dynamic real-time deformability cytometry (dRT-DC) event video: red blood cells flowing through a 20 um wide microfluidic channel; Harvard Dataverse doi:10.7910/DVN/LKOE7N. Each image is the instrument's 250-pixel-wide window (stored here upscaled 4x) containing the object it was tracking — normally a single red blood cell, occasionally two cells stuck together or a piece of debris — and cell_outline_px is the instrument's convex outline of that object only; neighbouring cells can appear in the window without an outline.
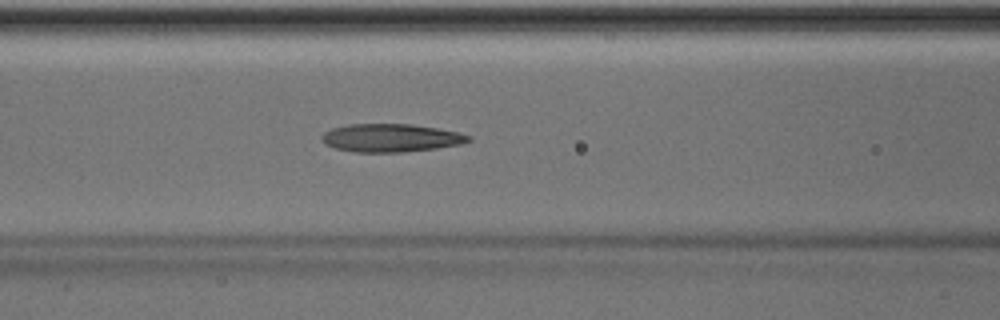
{"species": "Egyptian fruit bat (a non-hibernating species)", "species_latin": "Rousettus aegyptiacus", "temperature_condition": "room temperature", "stored_images_in_passage": 49, "camera_frame_rate_fps": 3000, "um_per_image_px": 0.085, "animal": {"sex": "male"}, "frame": {"image": 1, "passage_image": 20, "time_ms": 6.333, "image_size_px": [1000, 320], "cell_outline_px": [[472, 140], [460, 144], [436, 148], [404, 152], [352, 152], [336, 148], [324, 144], [320, 140], [320, 136], [324, 132], [332, 128], [348, 124], [412, 124], [436, 128], [456, 132], [472, 136]], "centroid_in_image_um": [33.18, 11.72], "position_along_channel_um": 133.4, "area_um2": 24.1}}
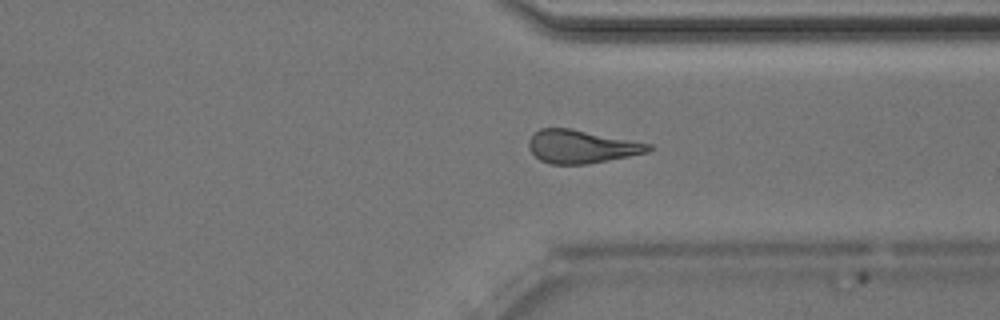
{"frame": {"image": 2, "passage_image": 37, "time_ms": 12.0, "image_size_px": [1000, 320], "cell_outline_px": [[656, 148], [648, 152], [588, 164], [552, 164], [540, 160], [528, 148], [528, 140], [540, 128], [572, 128], [652, 144]], "centroid_in_image_um": [49.45, 12.45], "position_along_channel_um": 362.0, "area_um2": 23.18}}
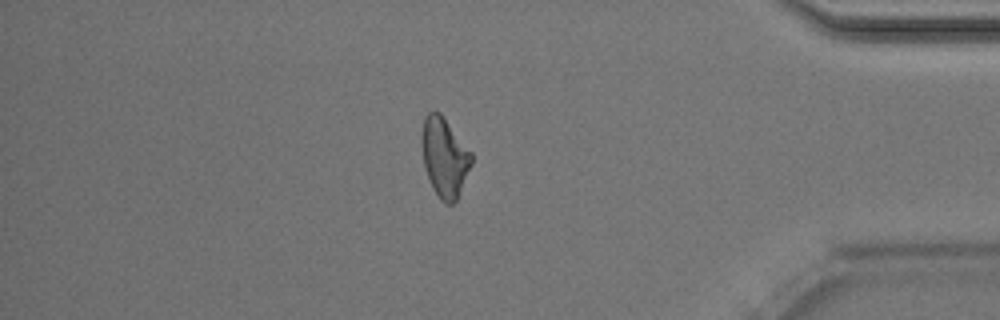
{"frame": {"image": 3, "passage_image": 42, "time_ms": 13.667, "image_size_px": [1000, 320], "cell_outline_px": [[472, 164], [456, 200], [452, 204], [444, 204], [440, 200], [432, 188], [424, 164], [420, 144], [420, 136], [424, 120], [428, 112], [440, 112], [472, 152]], "centroid_in_image_um": [37.77, 13.36], "position_along_channel_um": 397.4, "area_um2": 23.06}}